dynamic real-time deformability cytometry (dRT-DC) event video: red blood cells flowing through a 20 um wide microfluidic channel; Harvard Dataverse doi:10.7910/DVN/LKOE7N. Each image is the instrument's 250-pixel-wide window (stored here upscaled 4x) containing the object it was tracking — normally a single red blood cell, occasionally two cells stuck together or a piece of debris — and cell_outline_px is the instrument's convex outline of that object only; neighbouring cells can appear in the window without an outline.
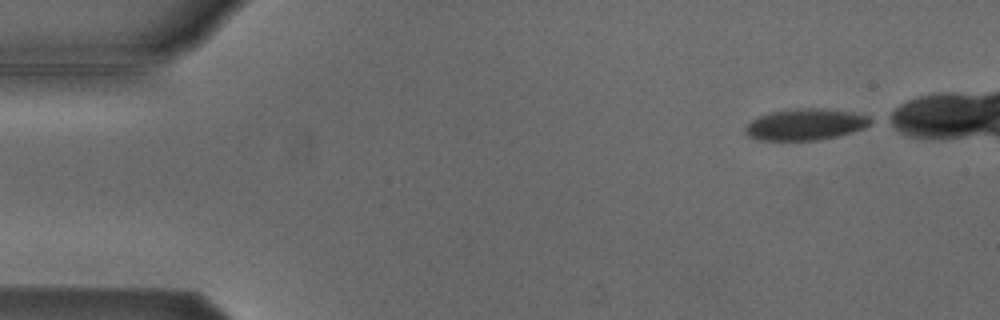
{"species": "Egyptian fruit bat (a non-hibernating species)", "species_latin": "Rousettus aegyptiacus", "temperature_condition": "cold", "stored_images_in_passage": 4, "camera_frame_rate_fps": 3000, "um_per_image_px": 0.085, "animal": {"sex": "male"}, "frame": {"image": 1, "passage_image": 1, "time_ms": 0.0, "image_size_px": [1000, 320], "cell_outline_px": [[876, 120], [864, 128], [852, 132], [836, 136], [816, 140], [756, 140], [748, 136], [744, 132], [744, 128], [752, 120], [760, 116], [772, 112], [800, 108], [820, 108], [852, 112], [868, 116]], "centroid_in_image_um": [68.48, 10.58], "position_along_channel_um": 16.5, "area_um2": 22.83}}